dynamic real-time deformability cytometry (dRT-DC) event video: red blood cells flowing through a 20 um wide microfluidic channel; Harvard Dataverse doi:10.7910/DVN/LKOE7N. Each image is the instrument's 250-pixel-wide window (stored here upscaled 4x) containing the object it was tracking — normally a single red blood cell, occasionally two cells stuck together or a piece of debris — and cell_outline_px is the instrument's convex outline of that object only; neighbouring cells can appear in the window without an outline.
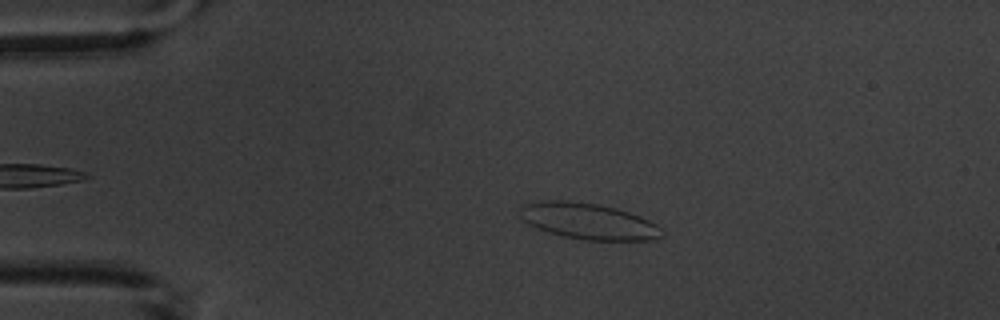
{"species": "common noctule bat (a hibernating species)", "species_latin": "Nyctalus noctula", "temperature_condition": "warm", "stored_images_in_passage": 4, "camera_frame_rate_fps": 3000, "um_per_image_px": 0.085, "animal": {"sex": "male", "body_mass_g": 20.1, "forearm_length_mm": 53.5}, "frame": {"image": 1, "passage_image": 2, "time_ms": 1.0, "image_size_px": [1000, 320], "cell_outline_px": [[664, 236], [652, 240], [584, 240], [564, 236], [548, 232], [536, 228], [520, 220], [520, 204], [540, 200], [564, 200], [596, 204], [616, 208], [640, 216], [656, 224], [664, 232]], "centroid_in_image_um": [49.96, 18.8], "position_along_channel_um": 35.0, "area_um2": 30.11}}
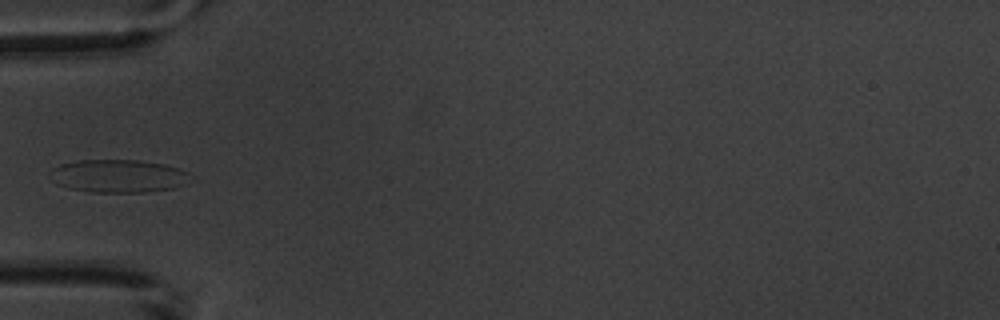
{"frame": {"image": 2, "passage_image": 4, "time_ms": 3.333, "image_size_px": [1000, 320], "cell_outline_px": [[196, 180], [188, 184], [176, 188], [144, 192], [92, 192], [68, 188], [56, 184], [48, 176], [48, 172], [52, 168], [60, 164], [76, 160], [136, 160], [164, 164], [188, 172], [196, 176]], "centroid_in_image_um": [10.1, 14.97], "position_along_channel_um": 74.9, "area_um2": 27.63}}